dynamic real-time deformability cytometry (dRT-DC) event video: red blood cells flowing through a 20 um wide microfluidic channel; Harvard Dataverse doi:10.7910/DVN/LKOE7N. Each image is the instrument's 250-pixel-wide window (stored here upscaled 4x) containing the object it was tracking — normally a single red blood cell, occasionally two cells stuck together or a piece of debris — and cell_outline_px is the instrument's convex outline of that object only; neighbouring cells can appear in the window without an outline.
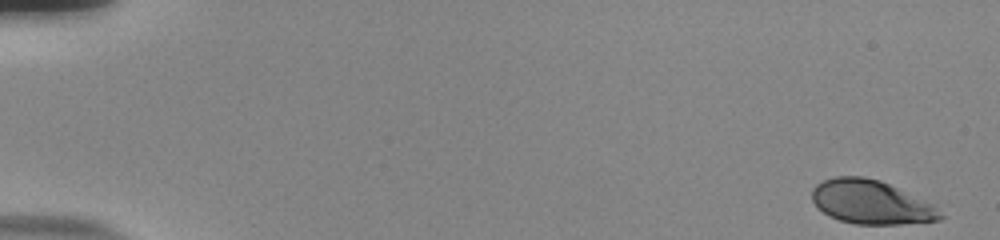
{"species": "human", "species_latin": "Homo sapiens", "temperature_condition": "room temperature", "stored_images_in_passage": 54, "camera_frame_rate_fps": 3000, "um_per_image_px": 0.085, "donor": {"sex": "male"}, "frame": {"image": 1, "passage_image": 1, "time_ms": 0.0, "image_size_px": [1000, 240], "cell_outline_px": [[944, 216], [940, 220], [900, 224], [856, 224], [840, 220], [828, 216], [816, 208], [812, 200], [812, 188], [816, 184], [824, 180], [836, 176], [864, 176], [880, 180], [932, 204]], "centroid_in_image_um": [73.98, 17.18], "position_along_channel_um": 11.0, "area_um2": 32.66}}
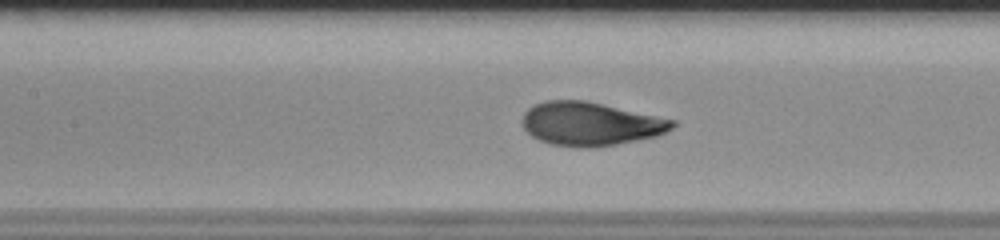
{"frame": {"image": 2, "passage_image": 26, "time_ms": 8.333, "image_size_px": [1000, 240], "cell_outline_px": [[676, 124], [668, 132], [656, 136], [616, 144], [588, 148], [576, 148], [548, 144], [532, 136], [524, 128], [524, 112], [532, 104], [544, 100], [584, 100], [676, 120]], "centroid_in_image_um": [50.18, 10.53], "position_along_channel_um": 157.2, "area_um2": 38.09}}
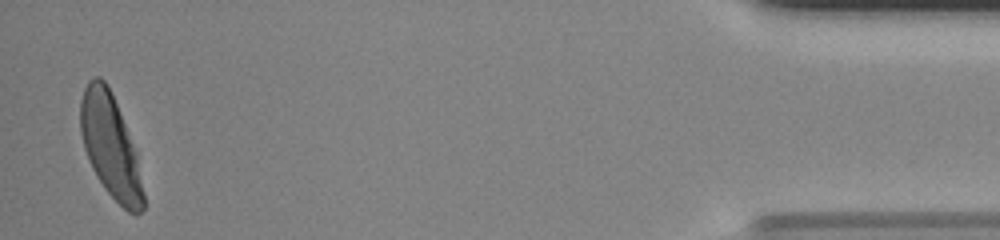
{"frame": {"image": 3, "passage_image": 53, "time_ms": 17.333, "image_size_px": [1000, 240], "cell_outline_px": [[144, 208], [136, 216], [128, 212], [104, 188], [92, 168], [88, 160], [84, 148], [80, 132], [80, 100], [84, 88], [88, 80], [92, 76], [100, 76], [104, 80], [116, 104], [136, 152], [144, 196]], "centroid_in_image_um": [9.36, 12.42], "position_along_channel_um": 425.8, "area_um2": 37.4}, "authors_computed_cell_mechanics": {"area_um2": 37.57, "velocity_mm_per_s": 3.8261, "shape_relaxation_time_tau1_ms": 2.9015, "shape_relaxation_time_tau2_ms": null, "deformation_change_tau1": 0.1799, "deformation_change_tau2": null}}